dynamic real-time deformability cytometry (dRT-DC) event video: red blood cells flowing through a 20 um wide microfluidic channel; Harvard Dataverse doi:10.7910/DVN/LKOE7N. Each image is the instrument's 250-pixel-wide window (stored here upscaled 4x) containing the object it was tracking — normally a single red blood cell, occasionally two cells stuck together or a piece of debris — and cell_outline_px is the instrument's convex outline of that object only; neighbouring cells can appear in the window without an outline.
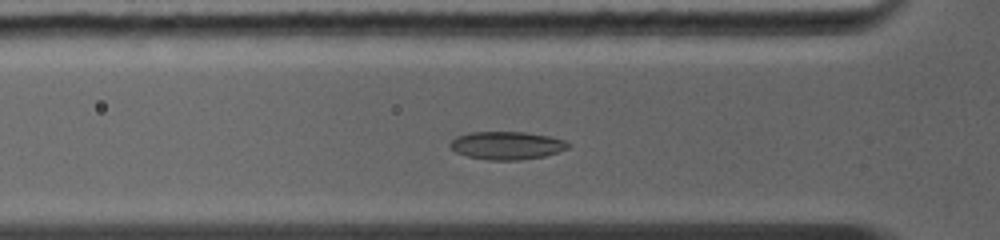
{"species": "common noctule bat (a hibernating species)", "species_latin": "Nyctalus noctula", "temperature_condition": "warm", "stored_images_in_passage": 36, "camera_frame_rate_fps": 5000, "um_per_image_px": 0.085, "animal": {"sex": "female", "body_mass_g": 19.0, "forearm_length_mm": 56.7}, "frame": {"image": 1, "passage_image": 2, "time_ms": 0.2, "image_size_px": [1000, 240], "cell_outline_px": [[572, 144], [568, 148], [544, 156], [520, 160], [488, 160], [468, 156], [456, 152], [448, 144], [456, 136], [468, 132], [524, 132], [548, 136], [564, 140]], "centroid_in_image_um": [43.06, 12.36], "position_along_channel_um": 82.7, "area_um2": 19.19}}
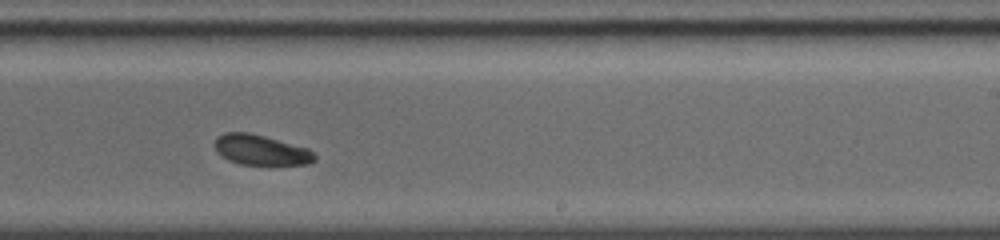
{"frame": {"image": 2, "passage_image": 24, "time_ms": 4.4, "image_size_px": [1000, 240], "cell_outline_px": [[316, 160], [308, 164], [240, 164], [228, 160], [216, 152], [212, 144], [216, 136], [224, 132], [248, 132], [264, 136], [308, 148], [316, 156]], "centroid_in_image_um": [22.11, 12.73], "position_along_channel_um": 266.9, "area_um2": 17.69}}
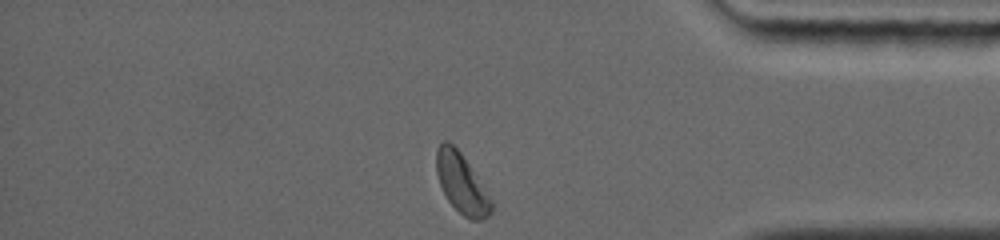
{"frame": {"image": 3, "passage_image": 36, "time_ms": 7.8, "image_size_px": [1000, 240], "cell_outline_px": [[492, 212], [488, 216], [480, 220], [472, 220], [464, 216], [448, 200], [440, 184], [436, 172], [436, 148], [444, 140], [448, 140], [460, 152], [492, 200]], "centroid_in_image_um": [39.22, 15.59], "position_along_channel_um": 396.0, "area_um2": 18.67}}